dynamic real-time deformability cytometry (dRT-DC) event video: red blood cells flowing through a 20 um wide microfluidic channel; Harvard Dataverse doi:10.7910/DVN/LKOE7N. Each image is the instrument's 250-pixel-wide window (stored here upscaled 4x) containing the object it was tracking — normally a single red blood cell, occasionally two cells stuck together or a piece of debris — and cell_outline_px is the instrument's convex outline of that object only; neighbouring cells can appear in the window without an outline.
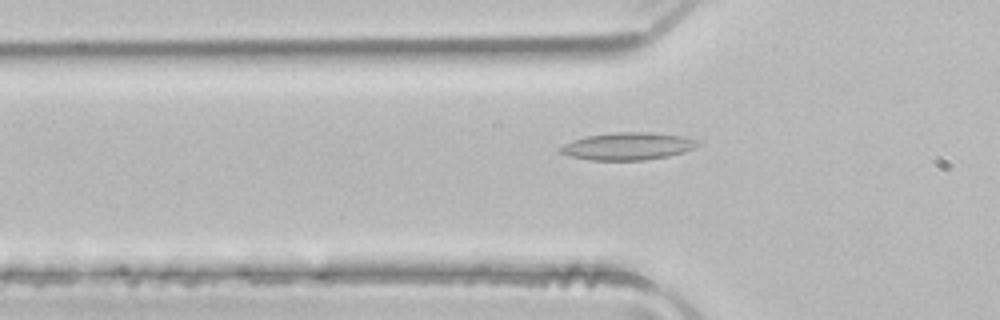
{"species": "common noctule bat (a hibernating species)", "species_latin": "Nyctalus noctula", "temperature_condition": "room temperature", "stored_images_in_passage": 46, "camera_frame_rate_fps": 3000, "um_per_image_px": 0.085, "animal": {"sex": "male", "body_mass_g": 21.5, "forearm_length_mm": 52.0}, "frame": {"image": 1, "passage_image": 12, "time_ms": 3.667, "image_size_px": [1000, 320], "cell_outline_px": [[700, 144], [684, 152], [668, 156], [644, 160], [588, 160], [572, 156], [560, 152], [560, 148], [564, 144], [572, 140], [588, 136], [612, 132], [652, 132], [680, 136], [696, 140]], "centroid_in_image_um": [53.35, 12.43], "position_along_channel_um": 72.4, "area_um2": 21.73}}
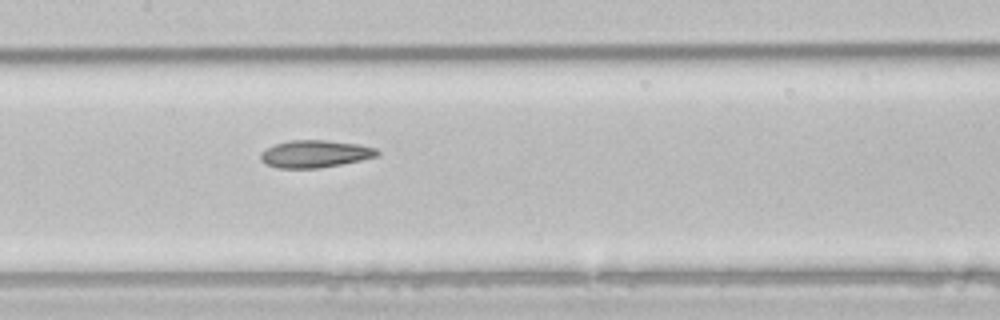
{"frame": {"image": 2, "passage_image": 20, "time_ms": 6.333, "image_size_px": [1000, 320], "cell_outline_px": [[380, 152], [376, 156], [360, 160], [320, 168], [276, 168], [264, 164], [260, 160], [260, 152], [276, 144], [292, 140], [324, 140], [356, 144], [376, 148]], "centroid_in_image_um": [26.73, 13.09], "position_along_channel_um": 180.7, "area_um2": 18.44}}
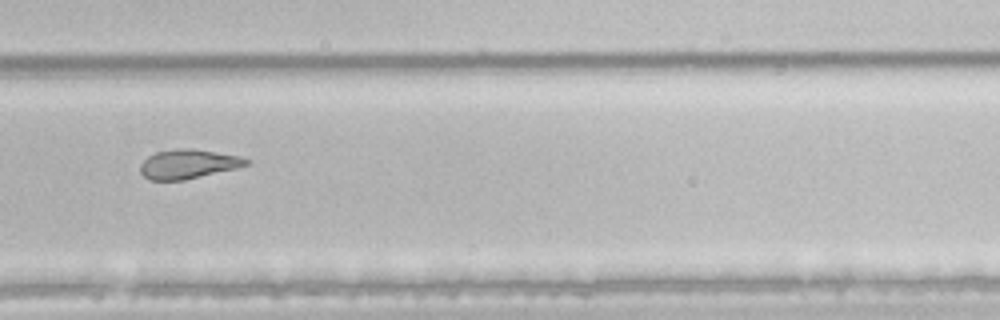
{"frame": {"image": 3, "passage_image": 30, "time_ms": 9.667, "image_size_px": [1000, 320], "cell_outline_px": [[248, 164], [236, 168], [184, 180], [148, 180], [140, 172], [140, 164], [148, 156], [156, 152], [180, 148], [192, 148], [240, 156], [248, 160]], "centroid_in_image_um": [15.95, 13.94], "position_along_channel_um": 313.8, "area_um2": 17.92}, "authors_computed_cell_mechanics": {"area_um2": 20.2878, "velocity_mm_per_s": 4.013, "shape_relaxation_time_tau1_ms": null, "shape_relaxation_time_tau2_ms": 3.4402, "deformation_change_tau1": null, "deformation_change_tau2": 0.1162}}